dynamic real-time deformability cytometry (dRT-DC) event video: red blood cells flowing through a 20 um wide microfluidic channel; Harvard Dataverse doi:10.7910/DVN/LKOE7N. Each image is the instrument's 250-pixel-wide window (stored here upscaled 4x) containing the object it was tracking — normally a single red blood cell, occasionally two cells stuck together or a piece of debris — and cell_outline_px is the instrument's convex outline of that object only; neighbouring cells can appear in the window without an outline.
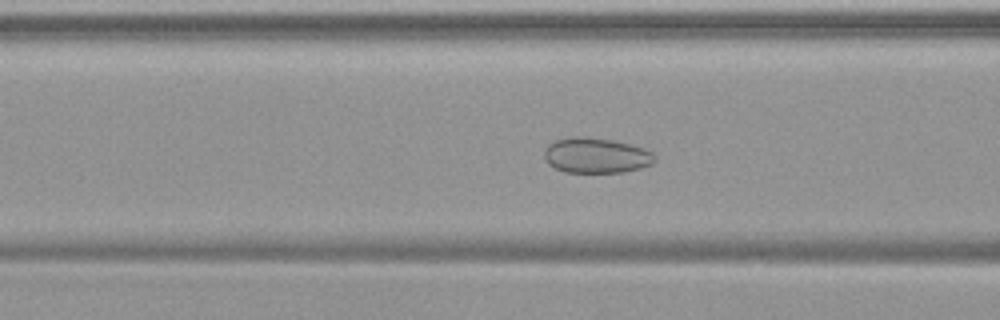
{"species": "common noctule bat (a hibernating species)", "species_latin": "Nyctalus noctula", "temperature_condition": "warm", "stored_images_in_passage": 52, "camera_frame_rate_fps": 3000, "um_per_image_px": 0.085, "animal": {"sex": "female", "body_mass_g": 19.9}, "frame": {"image": 1, "passage_image": 20, "time_ms": 6.333, "image_size_px": [1000, 320], "cell_outline_px": [[656, 160], [652, 164], [640, 168], [620, 172], [564, 172], [548, 164], [544, 160], [544, 152], [548, 144], [556, 140], [576, 136], [588, 136], [612, 140], [644, 148], [652, 152], [656, 156]], "centroid_in_image_um": [50.66, 13.21], "position_along_channel_um": 115.9, "area_um2": 22.77}}
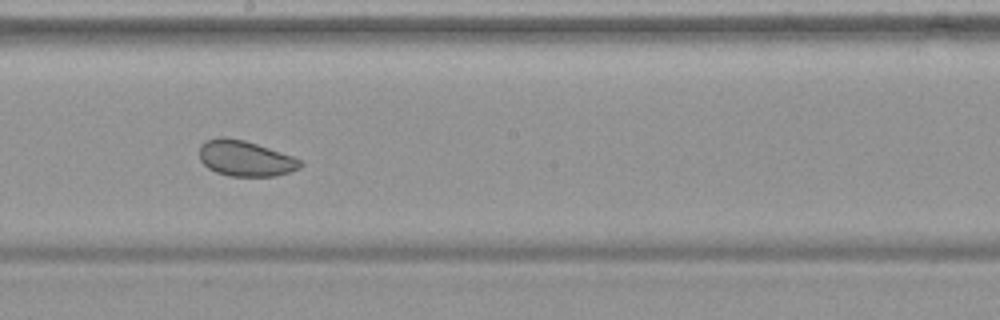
{"frame": {"image": 2, "passage_image": 29, "time_ms": 9.333, "image_size_px": [1000, 320], "cell_outline_px": [[304, 164], [300, 168], [276, 176], [228, 176], [216, 172], [208, 168], [200, 160], [200, 144], [204, 140], [220, 136], [224, 136], [244, 140], [292, 156], [300, 160]], "centroid_in_image_um": [20.82, 13.46], "position_along_channel_um": 227.4, "area_um2": 20.98}}
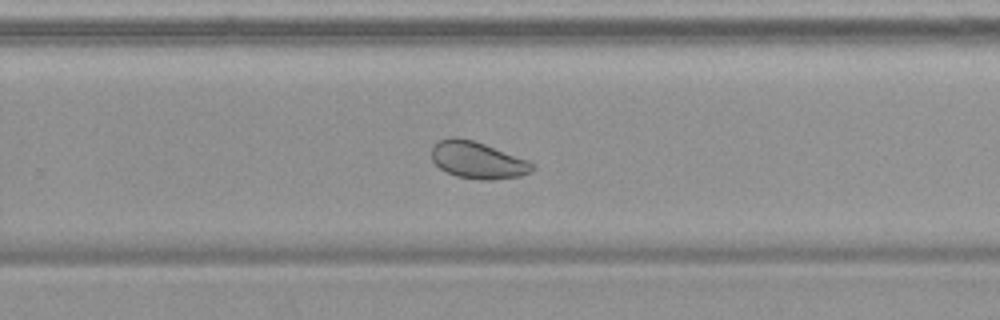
{"frame": {"image": 3, "passage_image": 34, "time_ms": 11.0, "image_size_px": [1000, 320], "cell_outline_px": [[536, 168], [532, 172], [520, 176], [492, 180], [480, 180], [456, 176], [440, 168], [432, 160], [432, 144], [436, 140], [448, 136], [456, 136], [472, 140], [484, 144], [528, 160], [536, 164]], "centroid_in_image_um": [40.59, 13.6], "position_along_channel_um": 289.2, "area_um2": 21.96}, "authors_computed_cell_mechanics": {"area_um2": 27.0793, "velocity_mm_per_s": 3.7221, "shape_relaxation_time_tau1_ms": null, "shape_relaxation_time_tau2_ms": 2.441, "deformation_change_tau1": null, "deformation_change_tau2": 0.0629}}